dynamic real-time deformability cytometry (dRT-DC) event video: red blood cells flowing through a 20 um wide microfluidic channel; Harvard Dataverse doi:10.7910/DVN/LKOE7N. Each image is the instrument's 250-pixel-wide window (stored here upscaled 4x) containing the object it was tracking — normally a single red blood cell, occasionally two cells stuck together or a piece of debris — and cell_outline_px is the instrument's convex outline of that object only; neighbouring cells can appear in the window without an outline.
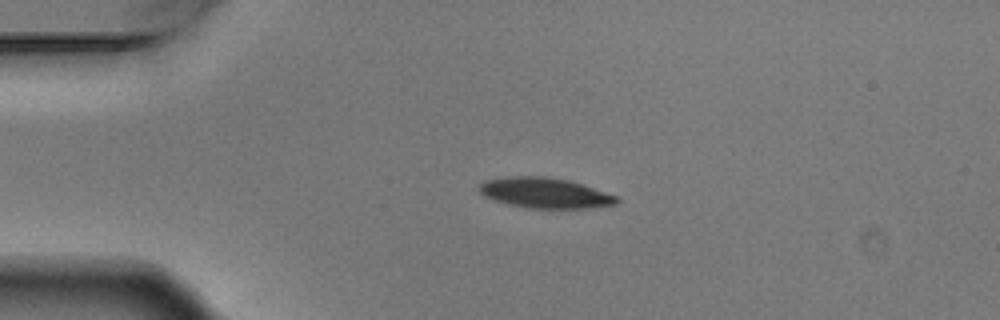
{"species": "Egyptian fruit bat (a non-hibernating species)", "species_latin": "Rousettus aegyptiacus", "temperature_condition": "warm", "stored_images_in_passage": 3, "camera_frame_rate_fps": 3000, "um_per_image_px": 0.085, "animal": {"sex": "male"}, "frame": {"image": 1, "passage_image": 3, "time_ms": 0.667, "image_size_px": [1000, 320], "cell_outline_px": [[620, 200], [616, 204], [584, 208], [528, 208], [508, 204], [496, 200], [480, 192], [476, 188], [484, 180], [508, 176], [544, 176], [568, 180], [616, 196]], "centroid_in_image_um": [46.27, 16.39], "position_along_channel_um": 38.7, "area_um2": 23.99}}